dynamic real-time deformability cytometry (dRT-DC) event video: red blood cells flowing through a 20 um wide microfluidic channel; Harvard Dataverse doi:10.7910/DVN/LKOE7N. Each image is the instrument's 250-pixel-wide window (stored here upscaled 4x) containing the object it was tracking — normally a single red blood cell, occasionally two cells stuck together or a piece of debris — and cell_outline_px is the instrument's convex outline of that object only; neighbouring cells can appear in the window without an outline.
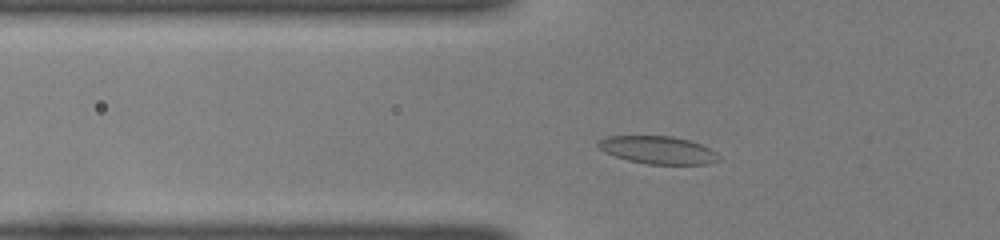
{"species": "common noctule bat (a hibernating species)", "species_latin": "Nyctalus noctula", "temperature_condition": "room temperature", "stored_images_in_passage": 40, "camera_frame_rate_fps": 3000, "um_per_image_px": 0.085, "animal": {"sex": "female", "body_mass_g": 22.0, "forearm_length_mm": 56.7}, "frame": {"image": 1, "passage_image": 8, "time_ms": 2.333, "image_size_px": [1000, 240], "cell_outline_px": [[720, 160], [708, 164], [648, 164], [628, 160], [604, 152], [596, 144], [600, 140], [608, 136], [672, 136], [688, 140], [700, 144], [716, 152], [720, 156]], "centroid_in_image_um": [55.94, 12.75], "position_along_channel_um": 69.9, "area_um2": 19.36}}
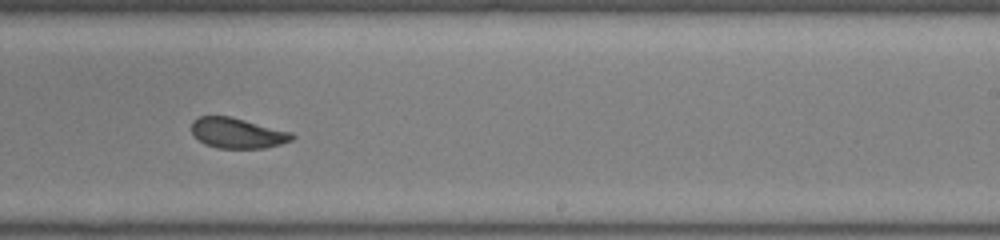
{"frame": {"image": 2, "passage_image": 23, "time_ms": 7.333, "image_size_px": [1000, 240], "cell_outline_px": [[296, 136], [292, 140], [280, 144], [264, 148], [216, 148], [204, 144], [192, 132], [192, 120], [200, 116], [228, 116], [292, 132]], "centroid_in_image_um": [20.18, 11.32], "position_along_channel_um": 268.8, "area_um2": 17.63}}
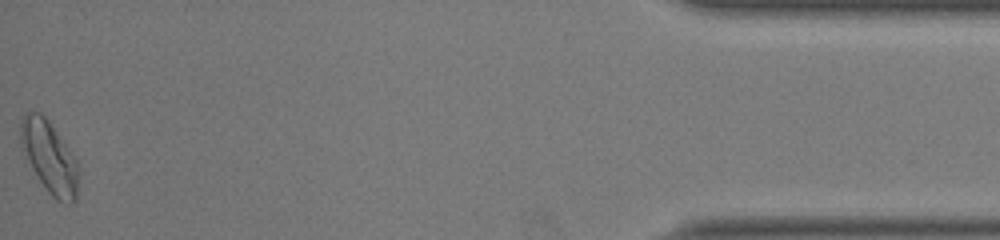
{"frame": {"image": 3, "passage_image": 40, "time_ms": 13.0, "image_size_px": [1000, 240], "cell_outline_px": [[76, 200], [72, 204], [68, 204], [56, 200], [48, 192], [32, 168], [28, 160], [20, 140], [20, 120], [28, 112], [40, 112], [48, 120], [76, 160]], "centroid_in_image_um": [4.17, 13.35], "position_along_channel_um": 431.0, "area_um2": 23.35}, "authors_computed_cell_mechanics": {"area_um2": 18.785, "velocity_mm_per_s": 4.0809, "shape_relaxation_time_tau1_ms": 5.6668, "shape_relaxation_time_tau2_ms": 0.7347, "deformation_change_tau1": 0.1666, "deformation_change_tau2": 0.0554}}